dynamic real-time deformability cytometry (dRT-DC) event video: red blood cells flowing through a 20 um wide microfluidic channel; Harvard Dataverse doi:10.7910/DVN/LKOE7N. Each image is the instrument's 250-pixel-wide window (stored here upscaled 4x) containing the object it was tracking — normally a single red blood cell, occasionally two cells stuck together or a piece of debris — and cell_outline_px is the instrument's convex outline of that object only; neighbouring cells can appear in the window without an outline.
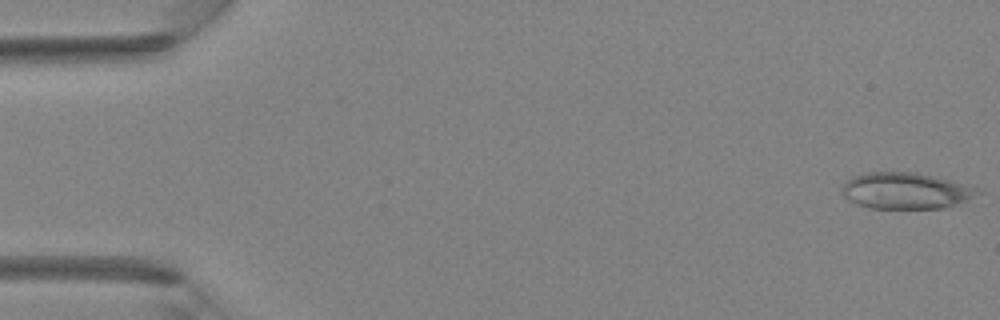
{"species": "Egyptian fruit bat (a non-hibernating species)", "species_latin": "Rousettus aegyptiacus", "temperature_condition": "room temperature", "stored_images_in_passage": 5, "camera_frame_rate_fps": 3000, "um_per_image_px": 0.085, "animal": {"sex": "female"}, "frame": {"image": 1, "passage_image": 1, "time_ms": 0.0, "image_size_px": [1000, 320], "cell_outline_px": [[984, 192], [956, 204], [944, 208], [868, 208], [856, 204], [848, 200], [840, 192], [844, 184], [852, 176], [864, 172], [916, 172], [936, 176], [952, 180], [976, 188]], "centroid_in_image_um": [76.96, 16.2], "position_along_channel_um": 8.0, "area_um2": 28.84}}